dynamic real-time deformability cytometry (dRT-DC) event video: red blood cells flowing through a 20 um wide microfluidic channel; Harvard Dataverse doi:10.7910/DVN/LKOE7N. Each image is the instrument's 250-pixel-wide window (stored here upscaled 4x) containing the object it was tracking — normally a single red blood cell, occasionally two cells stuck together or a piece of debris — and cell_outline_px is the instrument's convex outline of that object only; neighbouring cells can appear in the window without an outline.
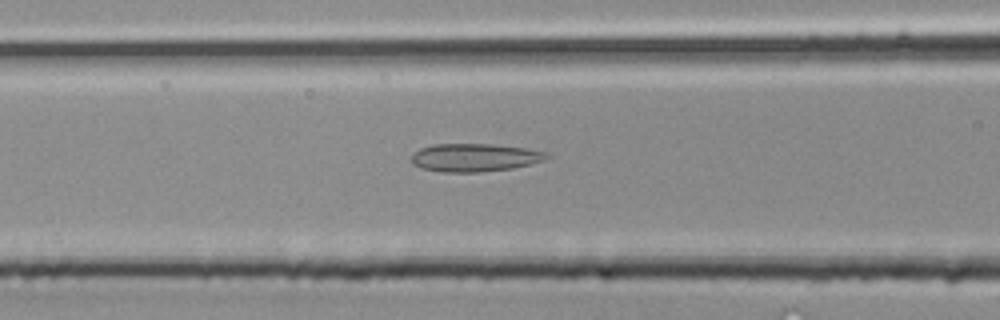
{"species": "common noctule bat (a hibernating species)", "species_latin": "Nyctalus noctula", "temperature_condition": "room temperature", "stored_images_in_passage": 28, "camera_frame_rate_fps": 3000, "um_per_image_px": 0.085, "animal": {"sex": "male", "body_mass_g": 20.4}, "frame": {"image": 1, "passage_image": 9, "time_ms": 2.667, "image_size_px": [1000, 320], "cell_outline_px": [[552, 156], [544, 160], [532, 164], [512, 168], [480, 172], [444, 172], [420, 168], [412, 164], [412, 156], [420, 148], [436, 144], [492, 144], [524, 148], [544, 152]], "centroid_in_image_um": [40.35, 13.4], "position_along_channel_um": 126.2, "area_um2": 22.02}}
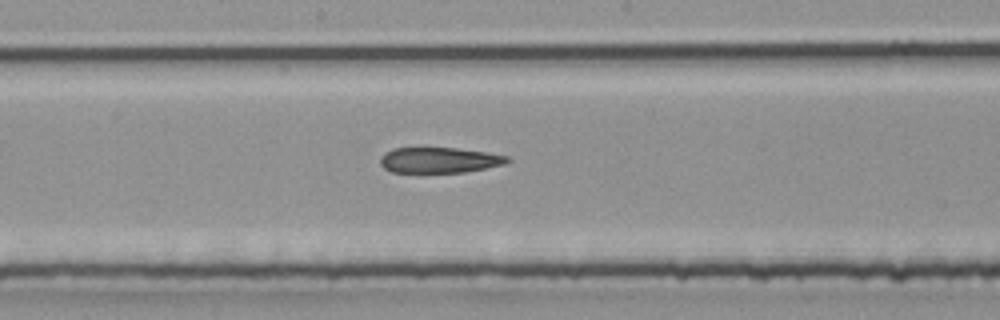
{"frame": {"image": 2, "passage_image": 13, "time_ms": 4.0, "image_size_px": [1000, 320], "cell_outline_px": [[512, 160], [504, 164], [464, 172], [392, 172], [384, 168], [380, 164], [380, 156], [384, 152], [392, 148], [456, 148], [488, 152], [508, 156]], "centroid_in_image_um": [37.32, 13.6], "position_along_channel_um": 210.9, "area_um2": 18.96}}
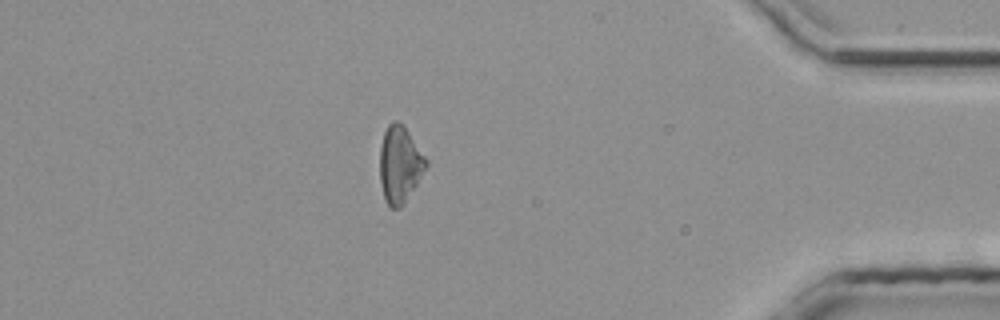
{"frame": {"image": 3, "passage_image": 24, "time_ms": 7.667, "image_size_px": [1000, 320], "cell_outline_px": [[428, 164], [404, 204], [400, 208], [392, 208], [388, 204], [384, 196], [380, 180], [380, 148], [384, 132], [388, 124], [392, 120], [396, 120], [404, 124], [428, 160]], "centroid_in_image_um": [33.99, 13.93], "position_along_channel_um": 401.2, "area_um2": 20.63}}